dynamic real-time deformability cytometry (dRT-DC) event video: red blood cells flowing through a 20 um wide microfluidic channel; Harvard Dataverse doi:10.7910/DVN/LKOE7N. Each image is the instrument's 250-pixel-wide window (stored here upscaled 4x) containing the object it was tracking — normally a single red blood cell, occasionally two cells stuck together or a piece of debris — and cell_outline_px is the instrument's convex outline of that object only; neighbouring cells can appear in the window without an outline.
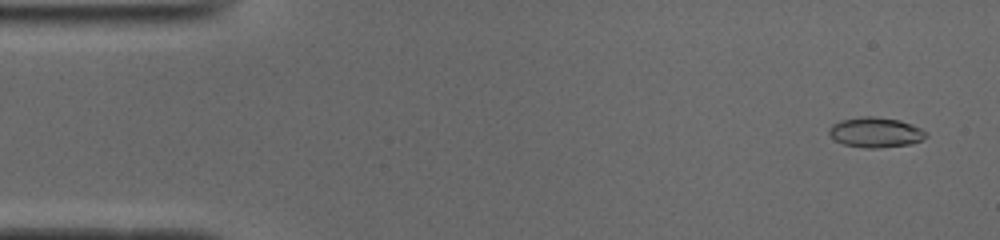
{"species": "common noctule bat (a hibernating species)", "species_latin": "Nyctalus noctula", "temperature_condition": "cold", "stored_images_in_passage": 51, "camera_frame_rate_fps": 3000, "um_per_image_px": 0.085, "animal": {"sex": "male", "body_mass_g": 19.0, "forearm_length_mm": 50.8}, "frame": {"image": 1, "passage_image": 3, "time_ms": 0.667, "image_size_px": [1000, 240], "cell_outline_px": [[928, 136], [920, 140], [908, 144], [876, 148], [864, 148], [844, 144], [836, 140], [828, 132], [828, 128], [832, 124], [840, 120], [864, 116], [872, 116], [900, 120], [920, 128], [928, 132]], "centroid_in_image_um": [74.41, 11.24], "position_along_channel_um": 10.6, "area_um2": 16.88}}
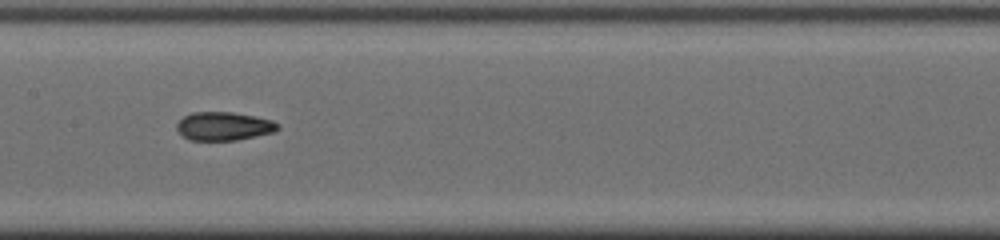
{"frame": {"image": 2, "passage_image": 25, "time_ms": 8.0, "image_size_px": [1000, 240], "cell_outline_px": [[280, 128], [272, 132], [256, 136], [236, 140], [188, 140], [176, 128], [176, 124], [184, 116], [192, 112], [232, 112], [272, 120], [280, 124]], "centroid_in_image_um": [19.02, 10.72], "position_along_channel_um": 188.4, "area_um2": 16.65}}
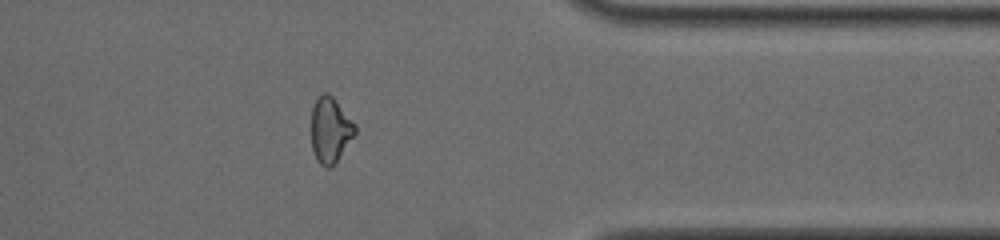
{"frame": {"image": 3, "passage_image": 41, "time_ms": 13.333, "image_size_px": [1000, 240], "cell_outline_px": [[356, 132], [336, 160], [328, 168], [324, 168], [316, 160], [312, 148], [312, 108], [316, 100], [324, 92], [328, 92], [332, 96], [356, 124]], "centroid_in_image_um": [28.06, 11.03], "position_along_channel_um": 383.3, "area_um2": 16.36}, "authors_computed_cell_mechanics": {"area_um2": 16.8776, "velocity_mm_per_s": 3.9422, "shape_relaxation_time_tau1_ms": null, "shape_relaxation_time_tau2_ms": 1.8845, "deformation_change_tau1": null, "deformation_change_tau2": 0.0806}}